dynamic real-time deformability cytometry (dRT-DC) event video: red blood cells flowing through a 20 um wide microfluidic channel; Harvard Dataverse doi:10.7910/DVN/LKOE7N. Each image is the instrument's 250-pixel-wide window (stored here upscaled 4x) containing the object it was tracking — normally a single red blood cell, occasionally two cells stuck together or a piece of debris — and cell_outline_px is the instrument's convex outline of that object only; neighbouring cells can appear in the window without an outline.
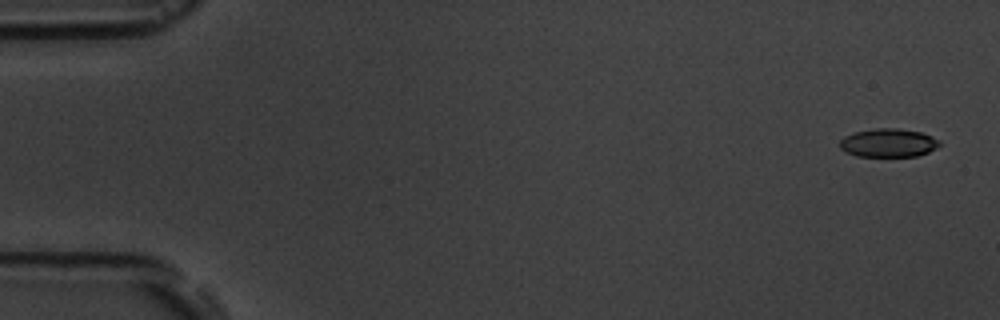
{"species": "common noctule bat (a hibernating species)", "species_latin": "Nyctalus noctula", "temperature_condition": "room temperature", "stored_images_in_passage": 5, "camera_frame_rate_fps": 3000, "um_per_image_px": 0.085, "animal": {"sex": "male", "body_mass_g": 19.5, "forearm_length_mm": 54.6}, "frame": {"image": 1, "passage_image": 1, "time_ms": 0.0, "image_size_px": [1000, 320], "cell_outline_px": [[940, 144], [936, 148], [928, 152], [916, 156], [856, 156], [844, 152], [840, 148], [840, 140], [844, 136], [852, 132], [876, 128], [896, 128], [920, 132], [932, 136], [940, 140]], "centroid_in_image_um": [75.48, 12.14], "position_along_channel_um": 9.5, "area_um2": 16.65}}
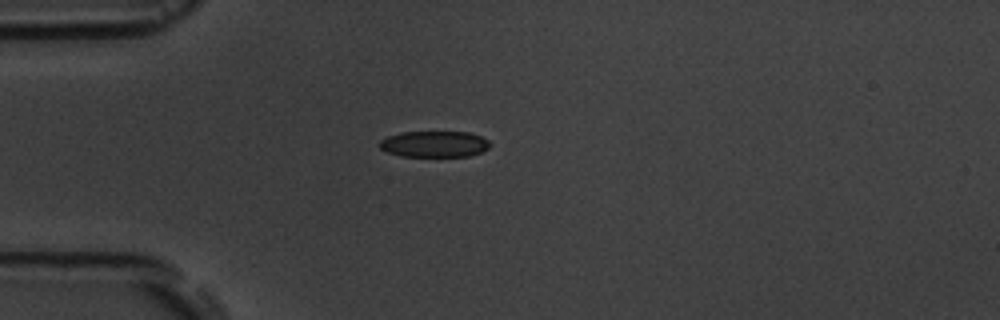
{"frame": {"image": 2, "passage_image": 4, "time_ms": 4.333, "image_size_px": [1000, 320], "cell_outline_px": [[492, 144], [488, 148], [480, 152], [468, 156], [400, 156], [388, 152], [380, 148], [376, 144], [380, 140], [388, 136], [400, 132], [468, 132], [480, 136], [488, 140]], "centroid_in_image_um": [36.89, 12.24], "position_along_channel_um": 48.1, "area_um2": 16.88}}